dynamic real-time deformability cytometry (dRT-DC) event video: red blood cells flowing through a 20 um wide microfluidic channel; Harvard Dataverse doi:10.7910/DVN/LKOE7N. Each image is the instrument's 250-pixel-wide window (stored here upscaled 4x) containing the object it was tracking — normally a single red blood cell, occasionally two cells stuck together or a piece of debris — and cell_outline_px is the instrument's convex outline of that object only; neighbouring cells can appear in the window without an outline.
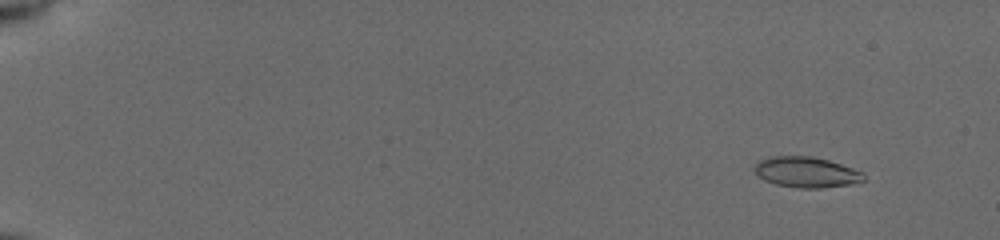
{"species": "common noctule bat (a hibernating species)", "species_latin": "Nyctalus noctula", "temperature_condition": "cold", "stored_images_in_passage": 55, "camera_frame_rate_fps": 3000, "um_per_image_px": 0.085, "animal": {"sex": "female", "body_mass_g": 19.5, "forearm_length_mm": 54.1}, "frame": {"image": 1, "passage_image": 6, "time_ms": 1.667, "image_size_px": [1000, 240], "cell_outline_px": [[864, 180], [852, 184], [820, 188], [800, 188], [776, 184], [764, 180], [756, 172], [756, 164], [760, 160], [772, 156], [812, 156], [828, 160], [864, 172]], "centroid_in_image_um": [68.57, 14.63], "position_along_channel_um": 16.4, "area_um2": 19.25}}
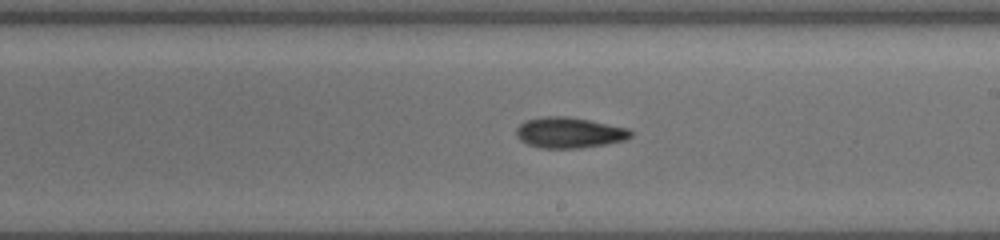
{"frame": {"image": 2, "passage_image": 35, "time_ms": 11.333, "image_size_px": [1000, 240], "cell_outline_px": [[632, 136], [624, 140], [604, 144], [580, 148], [540, 148], [528, 144], [520, 140], [516, 136], [516, 128], [524, 120], [544, 116], [564, 116], [588, 120], [628, 128], [632, 132]], "centroid_in_image_um": [48.34, 11.27], "position_along_channel_um": 240.7, "area_um2": 20.4}}
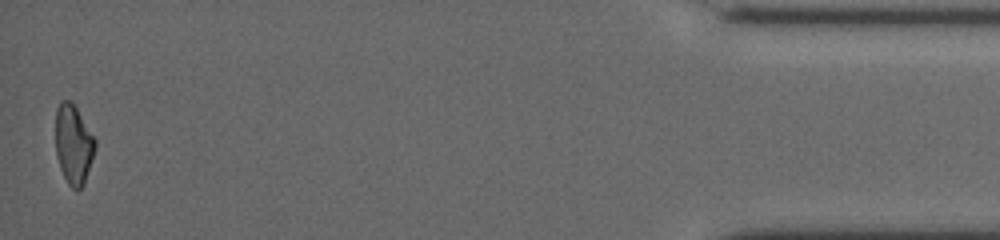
{"frame": {"image": 3, "passage_image": 55, "time_ms": 18.0, "image_size_px": [1000, 240], "cell_outline_px": [[96, 148], [84, 184], [76, 192], [68, 184], [60, 168], [56, 156], [56, 108], [60, 100], [72, 100], [96, 140]], "centroid_in_image_um": [6.25, 12.26], "position_along_channel_um": 429.0, "area_um2": 18.5}, "authors_computed_cell_mechanics": {"area_um2": 19.4786, "velocity_mm_per_s": 3.9346, "shape_relaxation_time_tau1_ms": null, "shape_relaxation_time_tau2_ms": 6.5694, "deformation_change_tau1": null, "deformation_change_tau2": 0.1515}}